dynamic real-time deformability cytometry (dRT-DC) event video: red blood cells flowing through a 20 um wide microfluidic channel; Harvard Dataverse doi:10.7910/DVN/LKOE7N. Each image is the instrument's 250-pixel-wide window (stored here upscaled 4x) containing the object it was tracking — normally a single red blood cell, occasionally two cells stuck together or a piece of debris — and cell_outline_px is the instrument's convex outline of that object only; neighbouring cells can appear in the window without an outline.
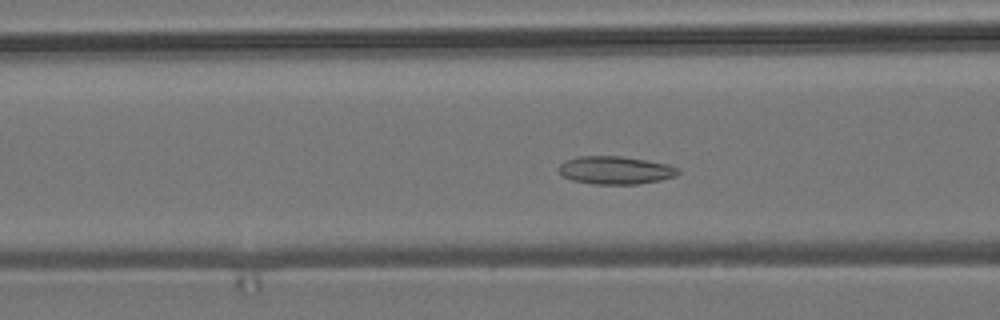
{"species": "common noctule bat (a hibernating species)", "species_latin": "Nyctalus noctula", "temperature_condition": "room temperature", "stored_images_in_passage": 56, "camera_frame_rate_fps": 3000, "um_per_image_px": 0.085, "animal": {"sex": "male", "body_mass_g": 19.2, "forearm_length_mm": 51.8}, "frame": {"image": 1, "passage_image": 22, "time_ms": 7.0, "image_size_px": [1000, 320], "cell_outline_px": [[680, 172], [676, 176], [660, 180], [636, 184], [592, 184], [572, 180], [564, 176], [556, 168], [564, 160], [576, 156], [620, 156], [668, 164], [680, 168]], "centroid_in_image_um": [52.29, 14.46], "position_along_channel_um": 114.3, "area_um2": 19.54}}
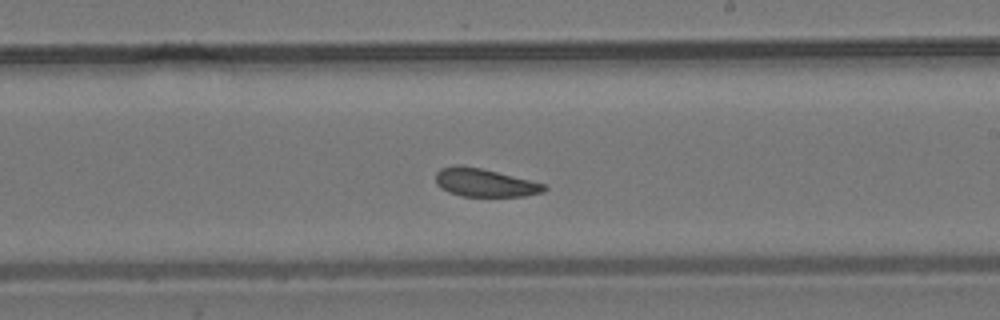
{"frame": {"image": 2, "passage_image": 33, "time_ms": 10.667, "image_size_px": [1000, 320], "cell_outline_px": [[548, 188], [544, 192], [524, 196], [460, 196], [448, 192], [440, 188], [436, 184], [436, 172], [440, 168], [456, 164], [460, 164], [480, 168], [544, 184]], "centroid_in_image_um": [41.14, 15.52], "position_along_channel_um": 247.9, "area_um2": 17.74}}
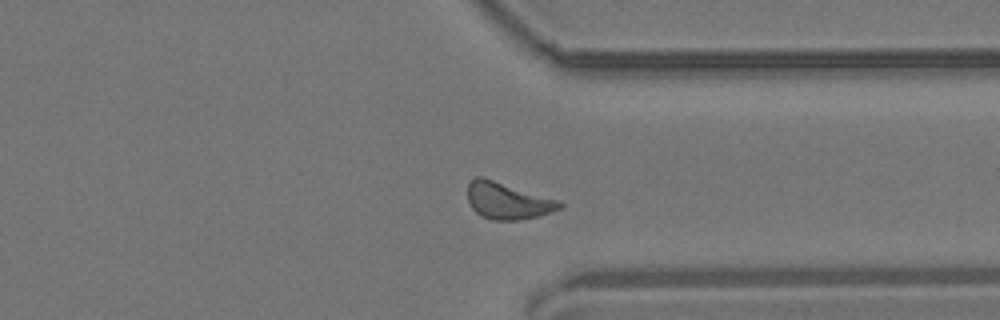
{"frame": {"image": 3, "passage_image": 43, "time_ms": 14.0, "image_size_px": [1000, 320], "cell_outline_px": [[564, 204], [560, 208], [536, 216], [516, 220], [492, 220], [480, 216], [472, 208], [468, 200], [468, 184], [476, 176], [484, 176], [560, 200]], "centroid_in_image_um": [43.12, 17.04], "position_along_channel_um": 368.3, "area_um2": 19.77}, "authors_computed_cell_mechanics": {"area_um2": 18.9584, "velocity_mm_per_s": 3.6445, "shape_relaxation_time_tau1_ms": null, "shape_relaxation_time_tau2_ms": 3.4822, "deformation_change_tau1": null, "deformation_change_tau2": 0.1065}}